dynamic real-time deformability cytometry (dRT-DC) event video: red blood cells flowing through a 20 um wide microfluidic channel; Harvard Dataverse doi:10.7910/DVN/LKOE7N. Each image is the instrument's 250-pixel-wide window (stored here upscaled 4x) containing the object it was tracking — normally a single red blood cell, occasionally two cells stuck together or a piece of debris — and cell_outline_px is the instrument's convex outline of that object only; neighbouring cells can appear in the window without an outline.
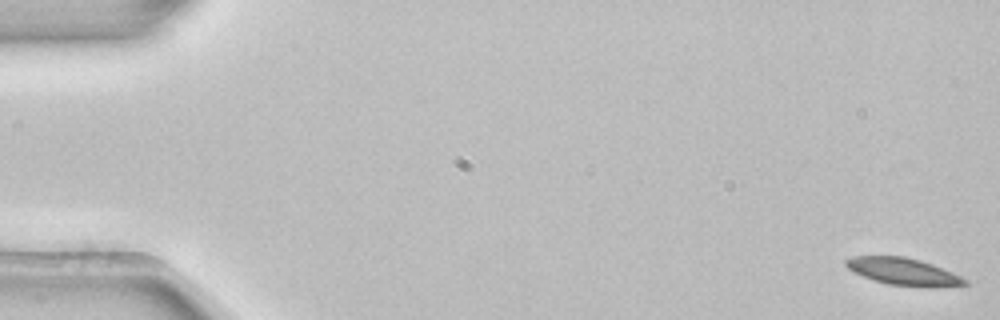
{"species": "common noctule bat (a hibernating species)", "species_latin": "Nyctalus noctula", "temperature_condition": "room temperature", "stored_images_in_passage": 13, "camera_frame_rate_fps": 3000, "um_per_image_px": 0.085, "animal": {"sex": "female", "body_mass_g": 22.7, "forearm_length_mm": 54.2}, "frame": {"image": 1, "passage_image": 1, "time_ms": 0.0, "image_size_px": [1000, 320], "cell_outline_px": [[968, 284], [932, 288], [924, 288], [888, 284], [872, 280], [848, 268], [844, 264], [844, 260], [852, 256], [904, 256], [920, 260], [932, 264], [952, 272], [968, 280]], "centroid_in_image_um": [76.8, 23.09], "position_along_channel_um": 8.2, "area_um2": 18.96}}